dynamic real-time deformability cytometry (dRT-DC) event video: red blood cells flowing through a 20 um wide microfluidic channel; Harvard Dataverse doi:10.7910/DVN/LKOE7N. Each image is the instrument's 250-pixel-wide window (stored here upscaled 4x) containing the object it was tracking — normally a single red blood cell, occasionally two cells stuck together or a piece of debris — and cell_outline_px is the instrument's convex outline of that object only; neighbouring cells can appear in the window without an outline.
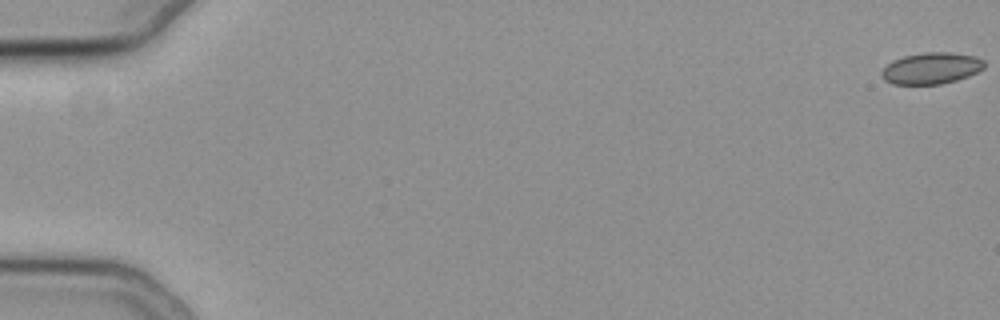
{"species": "common noctule bat (a hibernating species)", "species_latin": "Nyctalus noctula", "temperature_condition": "cold", "stored_images_in_passage": 57, "camera_frame_rate_fps": 3000, "um_per_image_px": 0.085, "animal": {"sex": "female", "body_mass_g": 19.3, "forearm_length_mm": 54.1}, "frame": {"image": 1, "passage_image": 1, "time_ms": 0.0, "image_size_px": [1000, 320], "cell_outline_px": [[984, 68], [968, 76], [956, 80], [940, 84], [892, 84], [884, 80], [880, 76], [880, 72], [892, 60], [904, 56], [924, 52], [952, 52], [976, 56], [984, 60]], "centroid_in_image_um": [79.14, 5.79], "position_along_channel_um": 5.9, "area_um2": 18.9}}
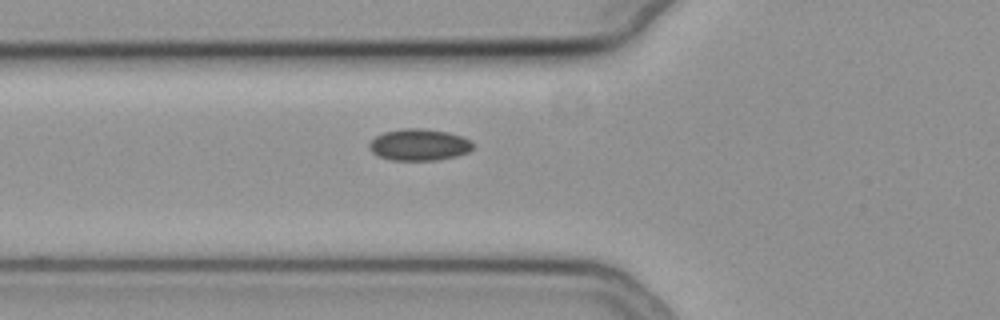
{"frame": {"image": 2, "passage_image": 22, "time_ms": 7.0, "image_size_px": [1000, 320], "cell_outline_px": [[472, 148], [468, 152], [456, 156], [436, 160], [392, 160], [380, 156], [372, 152], [368, 148], [368, 144], [376, 136], [384, 132], [400, 128], [420, 128], [448, 132], [472, 140]], "centroid_in_image_um": [35.61, 12.3], "position_along_channel_um": 90.2, "area_um2": 19.07}}
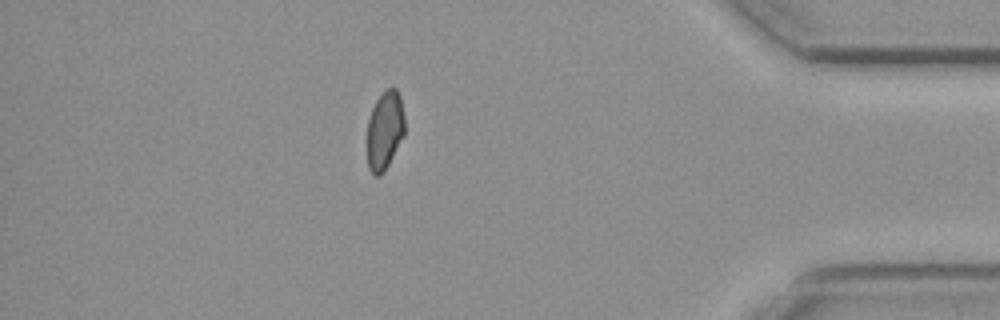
{"frame": {"image": 3, "passage_image": 50, "time_ms": 16.333, "image_size_px": [1000, 320], "cell_outline_px": [[404, 136], [384, 172], [380, 176], [372, 176], [368, 168], [368, 120], [372, 108], [376, 100], [388, 88], [396, 88], [400, 96], [404, 116]], "centroid_in_image_um": [32.71, 11.11], "position_along_channel_um": 402.5, "area_um2": 17.17}, "authors_computed_cell_mechanics": {"area_um2": 18.9006, "velocity_mm_per_s": 3.7718, "shape_relaxation_time_tau1_ms": null, "shape_relaxation_time_tau2_ms": 8.6214, "deformation_change_tau1": null, "deformation_change_tau2": 0.1173}}